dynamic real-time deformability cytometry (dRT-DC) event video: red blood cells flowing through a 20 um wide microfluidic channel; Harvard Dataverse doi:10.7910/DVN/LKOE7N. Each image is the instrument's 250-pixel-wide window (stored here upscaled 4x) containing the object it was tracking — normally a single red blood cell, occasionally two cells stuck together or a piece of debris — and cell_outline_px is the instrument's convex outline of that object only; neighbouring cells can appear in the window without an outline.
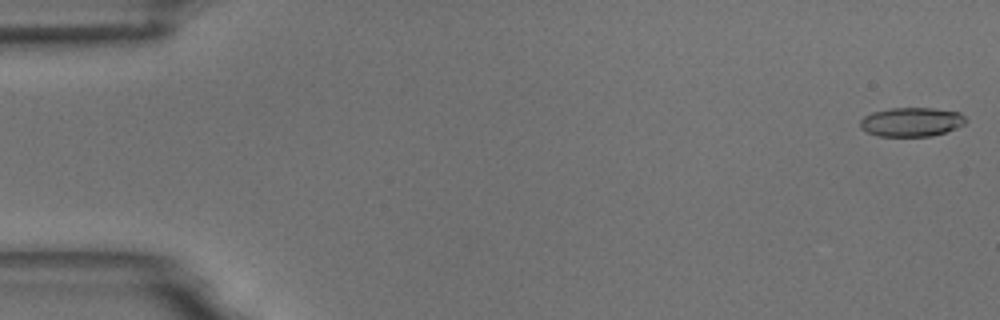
{"species": "common noctule bat (a hibernating species)", "species_latin": "Nyctalus noctula", "temperature_condition": "room temperature", "stored_images_in_passage": 55, "camera_frame_rate_fps": 3000, "um_per_image_px": 0.085, "animal": {"sex": "male", "body_mass_g": 18.8}, "frame": {"image": 1, "passage_image": 1, "time_ms": 0.0, "image_size_px": [1000, 320], "cell_outline_px": [[968, 120], [964, 124], [956, 128], [932, 136], [876, 136], [860, 128], [860, 120], [864, 116], [872, 112], [888, 108], [932, 108], [960, 112]], "centroid_in_image_um": [77.47, 10.36], "position_along_channel_um": 7.5, "area_um2": 17.98}}
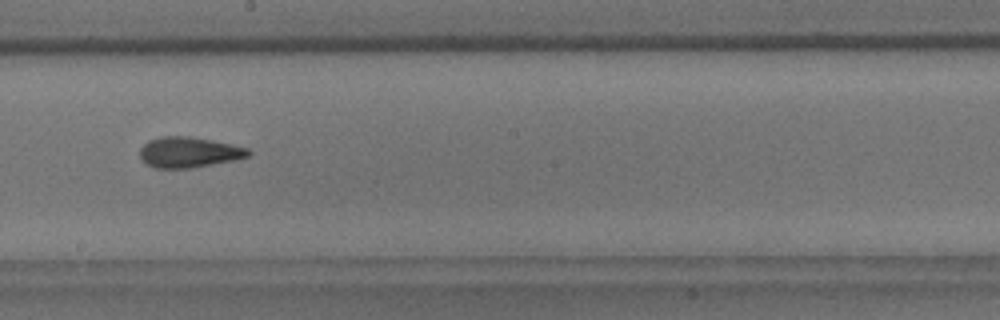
{"frame": {"image": 2, "passage_image": 31, "time_ms": 10.0, "image_size_px": [1000, 320], "cell_outline_px": [[252, 152], [248, 156], [232, 160], [192, 168], [156, 168], [148, 164], [140, 156], [140, 148], [148, 140], [160, 136], [188, 136], [212, 140], [232, 144], [248, 148]], "centroid_in_image_um": [16.05, 12.93], "position_along_channel_um": 232.1, "area_um2": 19.19}}
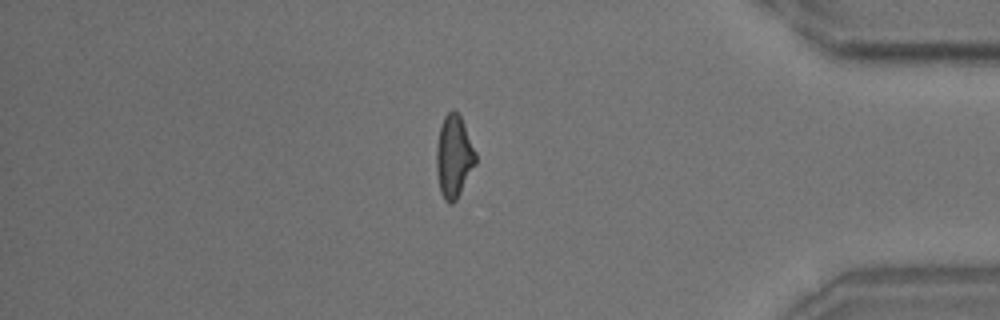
{"frame": {"image": 3, "passage_image": 47, "time_ms": 15.333, "image_size_px": [1000, 320], "cell_outline_px": [[476, 164], [456, 200], [452, 204], [448, 204], [444, 200], [440, 192], [436, 172], [436, 152], [440, 128], [444, 116], [452, 108], [460, 116], [476, 152]], "centroid_in_image_um": [38.57, 13.34], "position_along_channel_um": 396.6, "area_um2": 18.79}, "authors_computed_cell_mechanics": {"area_um2": 18.6694, "velocity_mm_per_s": 3.6675, "shape_relaxation_time_tau1_ms": 6.6424, "shape_relaxation_time_tau2_ms": 2.3458, "deformation_change_tau1": 0.18, "deformation_change_tau2": 0.1115}}